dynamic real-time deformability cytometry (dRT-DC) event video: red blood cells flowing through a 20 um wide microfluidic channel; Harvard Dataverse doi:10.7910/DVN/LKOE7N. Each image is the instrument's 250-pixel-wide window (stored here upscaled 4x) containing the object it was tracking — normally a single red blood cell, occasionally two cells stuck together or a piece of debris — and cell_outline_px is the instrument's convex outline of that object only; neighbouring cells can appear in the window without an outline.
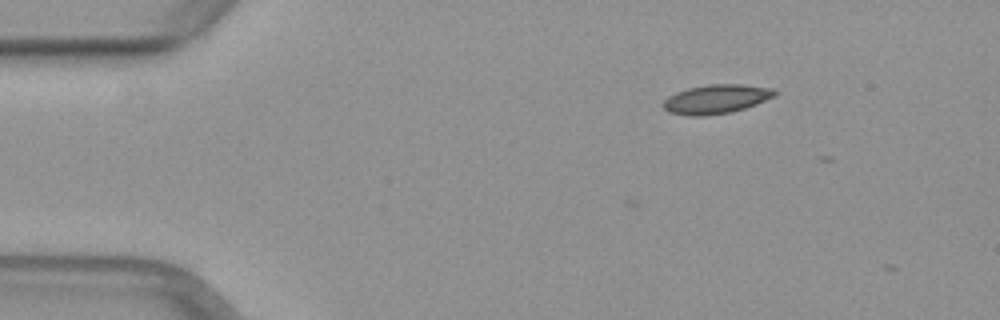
{"species": "common noctule bat (a hibernating species)", "species_latin": "Nyctalus noctula", "temperature_condition": "warm", "stored_images_in_passage": 7, "camera_frame_rate_fps": 3000, "um_per_image_px": 0.085, "animal": {"sex": "female", "body_mass_g": 29.2, "forearm_length_mm": 56.3}, "frame": {"image": 1, "passage_image": 1, "time_ms": 0.0, "image_size_px": [1000, 320], "cell_outline_px": [[776, 96], [756, 104], [732, 112], [704, 116], [688, 116], [668, 112], [664, 108], [664, 100], [668, 96], [676, 92], [688, 88], [708, 84], [740, 84], [776, 88]], "centroid_in_image_um": [60.89, 8.42], "position_along_channel_um": 24.1, "area_um2": 19.02}}